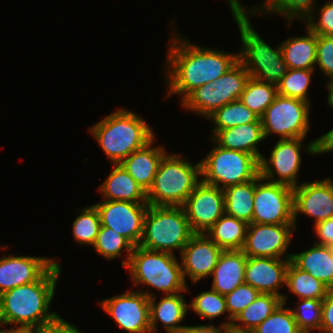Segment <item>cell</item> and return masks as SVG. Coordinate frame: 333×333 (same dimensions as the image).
<instances>
[{"label": "cell", "instance_id": "obj_1", "mask_svg": "<svg viewBox=\"0 0 333 333\" xmlns=\"http://www.w3.org/2000/svg\"><path fill=\"white\" fill-rule=\"evenodd\" d=\"M167 58L168 97L180 94L182 101L195 89L214 82L238 60V54L193 45L187 39L172 37Z\"/></svg>", "mask_w": 333, "mask_h": 333}, {"label": "cell", "instance_id": "obj_2", "mask_svg": "<svg viewBox=\"0 0 333 333\" xmlns=\"http://www.w3.org/2000/svg\"><path fill=\"white\" fill-rule=\"evenodd\" d=\"M60 274L61 265L55 263L38 281L2 293L0 302L5 326L16 324L22 331L42 330L55 321L60 315L50 312L49 308Z\"/></svg>", "mask_w": 333, "mask_h": 333}, {"label": "cell", "instance_id": "obj_3", "mask_svg": "<svg viewBox=\"0 0 333 333\" xmlns=\"http://www.w3.org/2000/svg\"><path fill=\"white\" fill-rule=\"evenodd\" d=\"M90 132L113 164H120L155 138L146 120L123 108L96 123Z\"/></svg>", "mask_w": 333, "mask_h": 333}, {"label": "cell", "instance_id": "obj_4", "mask_svg": "<svg viewBox=\"0 0 333 333\" xmlns=\"http://www.w3.org/2000/svg\"><path fill=\"white\" fill-rule=\"evenodd\" d=\"M175 153L165 154L158 166L151 187L146 192L151 206H183L201 181L200 162L191 164Z\"/></svg>", "mask_w": 333, "mask_h": 333}, {"label": "cell", "instance_id": "obj_5", "mask_svg": "<svg viewBox=\"0 0 333 333\" xmlns=\"http://www.w3.org/2000/svg\"><path fill=\"white\" fill-rule=\"evenodd\" d=\"M192 232L183 206H148L139 246L150 251L182 249Z\"/></svg>", "mask_w": 333, "mask_h": 333}, {"label": "cell", "instance_id": "obj_6", "mask_svg": "<svg viewBox=\"0 0 333 333\" xmlns=\"http://www.w3.org/2000/svg\"><path fill=\"white\" fill-rule=\"evenodd\" d=\"M125 268L130 271L134 285H147L165 295L188 291L182 266L174 254L135 246Z\"/></svg>", "mask_w": 333, "mask_h": 333}, {"label": "cell", "instance_id": "obj_7", "mask_svg": "<svg viewBox=\"0 0 333 333\" xmlns=\"http://www.w3.org/2000/svg\"><path fill=\"white\" fill-rule=\"evenodd\" d=\"M234 20L242 41L238 60L250 77L277 85L288 70L281 46L275 49L270 47L253 29L248 16H234Z\"/></svg>", "mask_w": 333, "mask_h": 333}, {"label": "cell", "instance_id": "obj_8", "mask_svg": "<svg viewBox=\"0 0 333 333\" xmlns=\"http://www.w3.org/2000/svg\"><path fill=\"white\" fill-rule=\"evenodd\" d=\"M200 173L202 182L224 190L257 178L260 175V160L252 154L216 144L200 161Z\"/></svg>", "mask_w": 333, "mask_h": 333}, {"label": "cell", "instance_id": "obj_9", "mask_svg": "<svg viewBox=\"0 0 333 333\" xmlns=\"http://www.w3.org/2000/svg\"><path fill=\"white\" fill-rule=\"evenodd\" d=\"M250 74L238 61L214 82L207 83L192 91L183 101L184 109L195 111L208 118L222 106L240 99Z\"/></svg>", "mask_w": 333, "mask_h": 333}, {"label": "cell", "instance_id": "obj_10", "mask_svg": "<svg viewBox=\"0 0 333 333\" xmlns=\"http://www.w3.org/2000/svg\"><path fill=\"white\" fill-rule=\"evenodd\" d=\"M310 102L277 95L260 117L264 138L280 135V139L305 138L310 128Z\"/></svg>", "mask_w": 333, "mask_h": 333}, {"label": "cell", "instance_id": "obj_11", "mask_svg": "<svg viewBox=\"0 0 333 333\" xmlns=\"http://www.w3.org/2000/svg\"><path fill=\"white\" fill-rule=\"evenodd\" d=\"M303 139H280L271 150L269 160L262 156L260 160V175L263 180L277 182L296 187L299 185L297 181L298 172L301 165L300 150L306 149L308 153L319 154L320 138L311 141L307 147L304 145ZM277 174V178H275Z\"/></svg>", "mask_w": 333, "mask_h": 333}, {"label": "cell", "instance_id": "obj_12", "mask_svg": "<svg viewBox=\"0 0 333 333\" xmlns=\"http://www.w3.org/2000/svg\"><path fill=\"white\" fill-rule=\"evenodd\" d=\"M255 178L253 223L294 224L293 187Z\"/></svg>", "mask_w": 333, "mask_h": 333}, {"label": "cell", "instance_id": "obj_13", "mask_svg": "<svg viewBox=\"0 0 333 333\" xmlns=\"http://www.w3.org/2000/svg\"><path fill=\"white\" fill-rule=\"evenodd\" d=\"M149 299L142 290H134L106 298L99 306L128 333H151Z\"/></svg>", "mask_w": 333, "mask_h": 333}, {"label": "cell", "instance_id": "obj_14", "mask_svg": "<svg viewBox=\"0 0 333 333\" xmlns=\"http://www.w3.org/2000/svg\"><path fill=\"white\" fill-rule=\"evenodd\" d=\"M95 206L102 226L113 229L134 246H139L148 203L103 200Z\"/></svg>", "mask_w": 333, "mask_h": 333}, {"label": "cell", "instance_id": "obj_15", "mask_svg": "<svg viewBox=\"0 0 333 333\" xmlns=\"http://www.w3.org/2000/svg\"><path fill=\"white\" fill-rule=\"evenodd\" d=\"M193 233H206L225 213L224 190L200 181L183 205Z\"/></svg>", "mask_w": 333, "mask_h": 333}, {"label": "cell", "instance_id": "obj_16", "mask_svg": "<svg viewBox=\"0 0 333 333\" xmlns=\"http://www.w3.org/2000/svg\"><path fill=\"white\" fill-rule=\"evenodd\" d=\"M294 224H248L243 252L247 257L280 258L289 247Z\"/></svg>", "mask_w": 333, "mask_h": 333}, {"label": "cell", "instance_id": "obj_17", "mask_svg": "<svg viewBox=\"0 0 333 333\" xmlns=\"http://www.w3.org/2000/svg\"><path fill=\"white\" fill-rule=\"evenodd\" d=\"M299 213L314 217L316 225L333 217V180L303 182L293 187V219L296 228V218Z\"/></svg>", "mask_w": 333, "mask_h": 333}, {"label": "cell", "instance_id": "obj_18", "mask_svg": "<svg viewBox=\"0 0 333 333\" xmlns=\"http://www.w3.org/2000/svg\"><path fill=\"white\" fill-rule=\"evenodd\" d=\"M285 258L247 257L244 279L245 284L255 288L260 293L273 294L287 302V297L279 293V289L286 284V272L292 254ZM285 259V260H284Z\"/></svg>", "mask_w": 333, "mask_h": 333}, {"label": "cell", "instance_id": "obj_19", "mask_svg": "<svg viewBox=\"0 0 333 333\" xmlns=\"http://www.w3.org/2000/svg\"><path fill=\"white\" fill-rule=\"evenodd\" d=\"M222 251L205 233H194L180 256L185 282L187 276L193 283L211 276Z\"/></svg>", "mask_w": 333, "mask_h": 333}, {"label": "cell", "instance_id": "obj_20", "mask_svg": "<svg viewBox=\"0 0 333 333\" xmlns=\"http://www.w3.org/2000/svg\"><path fill=\"white\" fill-rule=\"evenodd\" d=\"M52 258L8 255L0 259V295L38 281L56 262Z\"/></svg>", "mask_w": 333, "mask_h": 333}, {"label": "cell", "instance_id": "obj_21", "mask_svg": "<svg viewBox=\"0 0 333 333\" xmlns=\"http://www.w3.org/2000/svg\"><path fill=\"white\" fill-rule=\"evenodd\" d=\"M150 299V329L151 333L158 332L157 321L162 322L167 333H180L185 327L180 324L185 319L186 312L189 309L188 304L185 302L184 295L176 293L165 295L160 298L159 303L154 293H150L148 290L143 291Z\"/></svg>", "mask_w": 333, "mask_h": 333}, {"label": "cell", "instance_id": "obj_22", "mask_svg": "<svg viewBox=\"0 0 333 333\" xmlns=\"http://www.w3.org/2000/svg\"><path fill=\"white\" fill-rule=\"evenodd\" d=\"M246 262L247 256L242 249L223 250L211 274L212 289L225 296L244 284Z\"/></svg>", "mask_w": 333, "mask_h": 333}, {"label": "cell", "instance_id": "obj_23", "mask_svg": "<svg viewBox=\"0 0 333 333\" xmlns=\"http://www.w3.org/2000/svg\"><path fill=\"white\" fill-rule=\"evenodd\" d=\"M211 139L220 147L246 152L256 156L259 160L263 156L257 147V144L265 139L260 118L253 123L219 130Z\"/></svg>", "mask_w": 333, "mask_h": 333}, {"label": "cell", "instance_id": "obj_24", "mask_svg": "<svg viewBox=\"0 0 333 333\" xmlns=\"http://www.w3.org/2000/svg\"><path fill=\"white\" fill-rule=\"evenodd\" d=\"M154 140L153 138L120 163L146 192L152 185L162 157L167 153L163 146L152 147Z\"/></svg>", "mask_w": 333, "mask_h": 333}, {"label": "cell", "instance_id": "obj_25", "mask_svg": "<svg viewBox=\"0 0 333 333\" xmlns=\"http://www.w3.org/2000/svg\"><path fill=\"white\" fill-rule=\"evenodd\" d=\"M104 200L148 203L146 191L121 164H113L112 172L100 185Z\"/></svg>", "mask_w": 333, "mask_h": 333}, {"label": "cell", "instance_id": "obj_26", "mask_svg": "<svg viewBox=\"0 0 333 333\" xmlns=\"http://www.w3.org/2000/svg\"><path fill=\"white\" fill-rule=\"evenodd\" d=\"M291 262L300 270L333 288V254L331 247L314 243V247L292 254Z\"/></svg>", "mask_w": 333, "mask_h": 333}, {"label": "cell", "instance_id": "obj_27", "mask_svg": "<svg viewBox=\"0 0 333 333\" xmlns=\"http://www.w3.org/2000/svg\"><path fill=\"white\" fill-rule=\"evenodd\" d=\"M280 46L288 69L315 68L317 34L308 27L306 36L288 38Z\"/></svg>", "mask_w": 333, "mask_h": 333}, {"label": "cell", "instance_id": "obj_28", "mask_svg": "<svg viewBox=\"0 0 333 333\" xmlns=\"http://www.w3.org/2000/svg\"><path fill=\"white\" fill-rule=\"evenodd\" d=\"M247 227L246 222L224 213L205 234L222 250H240L245 244Z\"/></svg>", "mask_w": 333, "mask_h": 333}, {"label": "cell", "instance_id": "obj_29", "mask_svg": "<svg viewBox=\"0 0 333 333\" xmlns=\"http://www.w3.org/2000/svg\"><path fill=\"white\" fill-rule=\"evenodd\" d=\"M255 179L224 189L225 214L252 223Z\"/></svg>", "mask_w": 333, "mask_h": 333}, {"label": "cell", "instance_id": "obj_30", "mask_svg": "<svg viewBox=\"0 0 333 333\" xmlns=\"http://www.w3.org/2000/svg\"><path fill=\"white\" fill-rule=\"evenodd\" d=\"M282 303V298L273 294L260 293L258 297L242 310L233 320L232 327L252 331ZM240 323L237 324V322Z\"/></svg>", "mask_w": 333, "mask_h": 333}, {"label": "cell", "instance_id": "obj_31", "mask_svg": "<svg viewBox=\"0 0 333 333\" xmlns=\"http://www.w3.org/2000/svg\"><path fill=\"white\" fill-rule=\"evenodd\" d=\"M299 299H324L329 287L308 272L297 268L291 261L286 272V284Z\"/></svg>", "mask_w": 333, "mask_h": 333}, {"label": "cell", "instance_id": "obj_32", "mask_svg": "<svg viewBox=\"0 0 333 333\" xmlns=\"http://www.w3.org/2000/svg\"><path fill=\"white\" fill-rule=\"evenodd\" d=\"M208 118L216 125L211 135L213 137L219 130L253 123L260 117L237 99L222 106Z\"/></svg>", "mask_w": 333, "mask_h": 333}, {"label": "cell", "instance_id": "obj_33", "mask_svg": "<svg viewBox=\"0 0 333 333\" xmlns=\"http://www.w3.org/2000/svg\"><path fill=\"white\" fill-rule=\"evenodd\" d=\"M278 95L277 85L259 81L250 77L247 81L240 100L251 111L261 117Z\"/></svg>", "mask_w": 333, "mask_h": 333}, {"label": "cell", "instance_id": "obj_34", "mask_svg": "<svg viewBox=\"0 0 333 333\" xmlns=\"http://www.w3.org/2000/svg\"><path fill=\"white\" fill-rule=\"evenodd\" d=\"M261 5V9L254 6L255 8L249 11L253 13L259 12L257 14L260 15L261 12L262 14L265 12L266 14L275 12L286 17L289 24H291L294 18H300V20L305 22L310 16H314L313 10L317 9L316 6L314 8V5H316L314 0H264V3Z\"/></svg>", "mask_w": 333, "mask_h": 333}, {"label": "cell", "instance_id": "obj_35", "mask_svg": "<svg viewBox=\"0 0 333 333\" xmlns=\"http://www.w3.org/2000/svg\"><path fill=\"white\" fill-rule=\"evenodd\" d=\"M92 247L107 260L121 256L122 249H125L127 258L122 260V266L126 267L135 246L113 229L101 225Z\"/></svg>", "mask_w": 333, "mask_h": 333}, {"label": "cell", "instance_id": "obj_36", "mask_svg": "<svg viewBox=\"0 0 333 333\" xmlns=\"http://www.w3.org/2000/svg\"><path fill=\"white\" fill-rule=\"evenodd\" d=\"M315 69H288L277 84L278 95L309 102L307 92Z\"/></svg>", "mask_w": 333, "mask_h": 333}, {"label": "cell", "instance_id": "obj_37", "mask_svg": "<svg viewBox=\"0 0 333 333\" xmlns=\"http://www.w3.org/2000/svg\"><path fill=\"white\" fill-rule=\"evenodd\" d=\"M73 222L74 240L82 245L93 246L101 226L100 215L95 205L83 208Z\"/></svg>", "mask_w": 333, "mask_h": 333}, {"label": "cell", "instance_id": "obj_38", "mask_svg": "<svg viewBox=\"0 0 333 333\" xmlns=\"http://www.w3.org/2000/svg\"><path fill=\"white\" fill-rule=\"evenodd\" d=\"M281 303L275 311L259 324L253 333H303L297 325L292 309Z\"/></svg>", "mask_w": 333, "mask_h": 333}, {"label": "cell", "instance_id": "obj_39", "mask_svg": "<svg viewBox=\"0 0 333 333\" xmlns=\"http://www.w3.org/2000/svg\"><path fill=\"white\" fill-rule=\"evenodd\" d=\"M201 318L215 319L227 313L225 296L212 288L210 291L201 292L188 305Z\"/></svg>", "mask_w": 333, "mask_h": 333}, {"label": "cell", "instance_id": "obj_40", "mask_svg": "<svg viewBox=\"0 0 333 333\" xmlns=\"http://www.w3.org/2000/svg\"><path fill=\"white\" fill-rule=\"evenodd\" d=\"M300 306L292 310L298 328L303 333L320 331L323 299H298Z\"/></svg>", "mask_w": 333, "mask_h": 333}, {"label": "cell", "instance_id": "obj_41", "mask_svg": "<svg viewBox=\"0 0 333 333\" xmlns=\"http://www.w3.org/2000/svg\"><path fill=\"white\" fill-rule=\"evenodd\" d=\"M260 294L255 288L248 284H242L235 288L231 293L225 295L226 307L229 321L222 323L226 327L232 326L236 316L251 304Z\"/></svg>", "mask_w": 333, "mask_h": 333}, {"label": "cell", "instance_id": "obj_42", "mask_svg": "<svg viewBox=\"0 0 333 333\" xmlns=\"http://www.w3.org/2000/svg\"><path fill=\"white\" fill-rule=\"evenodd\" d=\"M316 65L329 81L333 79V36L317 34Z\"/></svg>", "mask_w": 333, "mask_h": 333}, {"label": "cell", "instance_id": "obj_43", "mask_svg": "<svg viewBox=\"0 0 333 333\" xmlns=\"http://www.w3.org/2000/svg\"><path fill=\"white\" fill-rule=\"evenodd\" d=\"M320 16L318 22L315 17L310 16L306 21V27L318 35L333 36V1H327L318 10Z\"/></svg>", "mask_w": 333, "mask_h": 333}, {"label": "cell", "instance_id": "obj_44", "mask_svg": "<svg viewBox=\"0 0 333 333\" xmlns=\"http://www.w3.org/2000/svg\"><path fill=\"white\" fill-rule=\"evenodd\" d=\"M320 333H333V288H330L322 302Z\"/></svg>", "mask_w": 333, "mask_h": 333}, {"label": "cell", "instance_id": "obj_45", "mask_svg": "<svg viewBox=\"0 0 333 333\" xmlns=\"http://www.w3.org/2000/svg\"><path fill=\"white\" fill-rule=\"evenodd\" d=\"M314 232L320 239L319 245L333 246V217L314 225Z\"/></svg>", "mask_w": 333, "mask_h": 333}, {"label": "cell", "instance_id": "obj_46", "mask_svg": "<svg viewBox=\"0 0 333 333\" xmlns=\"http://www.w3.org/2000/svg\"><path fill=\"white\" fill-rule=\"evenodd\" d=\"M40 331L41 333H82L77 327L69 324L60 316Z\"/></svg>", "mask_w": 333, "mask_h": 333}, {"label": "cell", "instance_id": "obj_47", "mask_svg": "<svg viewBox=\"0 0 333 333\" xmlns=\"http://www.w3.org/2000/svg\"><path fill=\"white\" fill-rule=\"evenodd\" d=\"M228 333V327L220 325L215 327L213 324L199 325V326H187L182 329L180 333Z\"/></svg>", "mask_w": 333, "mask_h": 333}, {"label": "cell", "instance_id": "obj_48", "mask_svg": "<svg viewBox=\"0 0 333 333\" xmlns=\"http://www.w3.org/2000/svg\"><path fill=\"white\" fill-rule=\"evenodd\" d=\"M319 138V154L333 151V129Z\"/></svg>", "mask_w": 333, "mask_h": 333}, {"label": "cell", "instance_id": "obj_49", "mask_svg": "<svg viewBox=\"0 0 333 333\" xmlns=\"http://www.w3.org/2000/svg\"><path fill=\"white\" fill-rule=\"evenodd\" d=\"M229 2L230 10L232 12L233 17L234 16H248L249 12L248 9L244 8L242 4H240L239 0H227Z\"/></svg>", "mask_w": 333, "mask_h": 333}, {"label": "cell", "instance_id": "obj_50", "mask_svg": "<svg viewBox=\"0 0 333 333\" xmlns=\"http://www.w3.org/2000/svg\"><path fill=\"white\" fill-rule=\"evenodd\" d=\"M327 89H328V97H327V101L329 106H331L333 108V79L330 80L329 82H327L326 84Z\"/></svg>", "mask_w": 333, "mask_h": 333}, {"label": "cell", "instance_id": "obj_51", "mask_svg": "<svg viewBox=\"0 0 333 333\" xmlns=\"http://www.w3.org/2000/svg\"><path fill=\"white\" fill-rule=\"evenodd\" d=\"M228 333H253V331L240 330L232 326L228 327Z\"/></svg>", "mask_w": 333, "mask_h": 333}, {"label": "cell", "instance_id": "obj_52", "mask_svg": "<svg viewBox=\"0 0 333 333\" xmlns=\"http://www.w3.org/2000/svg\"><path fill=\"white\" fill-rule=\"evenodd\" d=\"M21 331L22 330H20V329L14 328V326L9 329H4V330L0 329V333H20Z\"/></svg>", "mask_w": 333, "mask_h": 333}, {"label": "cell", "instance_id": "obj_53", "mask_svg": "<svg viewBox=\"0 0 333 333\" xmlns=\"http://www.w3.org/2000/svg\"><path fill=\"white\" fill-rule=\"evenodd\" d=\"M20 333H41L40 330H27V331H21Z\"/></svg>", "mask_w": 333, "mask_h": 333}, {"label": "cell", "instance_id": "obj_54", "mask_svg": "<svg viewBox=\"0 0 333 333\" xmlns=\"http://www.w3.org/2000/svg\"><path fill=\"white\" fill-rule=\"evenodd\" d=\"M0 325H3L5 326L4 322H3V319H2V313H1V302H0ZM2 328V327H0Z\"/></svg>", "mask_w": 333, "mask_h": 333}]
</instances>
